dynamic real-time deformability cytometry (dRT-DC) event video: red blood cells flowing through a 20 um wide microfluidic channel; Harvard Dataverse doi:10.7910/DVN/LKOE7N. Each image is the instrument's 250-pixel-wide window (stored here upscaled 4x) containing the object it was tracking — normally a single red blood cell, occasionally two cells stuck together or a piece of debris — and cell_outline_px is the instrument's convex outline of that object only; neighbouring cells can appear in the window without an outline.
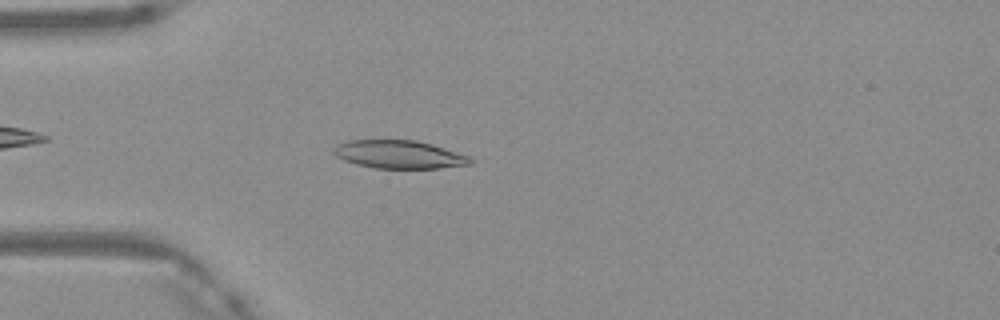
{"species": "Egyptian fruit bat (a non-hibernating species)", "species_latin": "Rousettus aegyptiacus", "temperature_condition": "warm", "stored_images_in_passage": 40, "camera_frame_rate_fps": 3000, "um_per_image_px": 0.085, "frame": {"image": 1, "passage_image": 5, "time_ms": 1.333, "image_size_px": [1000, 320], "cell_outline_px": [[472, 164], [440, 168], [376, 168], [356, 164], [344, 160], [336, 156], [332, 152], [332, 148], [336, 144], [348, 140], [416, 140], [432, 144], [468, 156], [472, 160]], "centroid_in_image_um": [33.87, 13.12], "position_along_channel_um": 51.1, "area_um2": 22.37}}
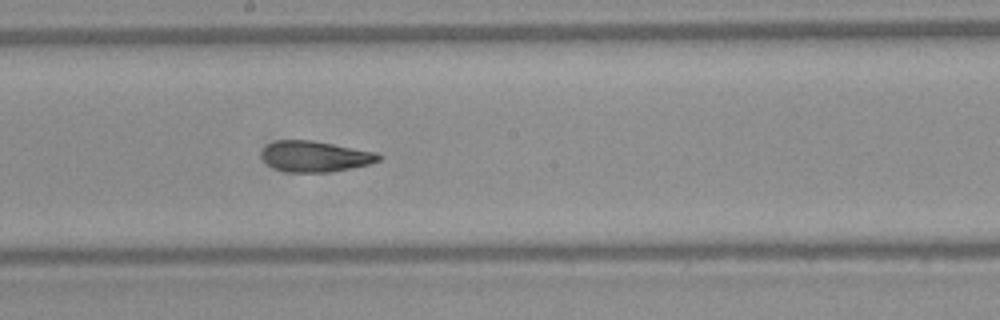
{"frame": {"image": 2, "passage_image": 18, "time_ms": 5.667, "image_size_px": [1000, 320], "cell_outline_px": [[384, 156], [380, 160], [368, 164], [352, 168], [332, 172], [288, 172], [272, 168], [260, 156], [260, 152], [268, 144], [276, 140], [312, 140], [380, 152]], "centroid_in_image_um": [26.82, 13.29], "position_along_channel_um": 221.4, "area_um2": 21.39}}
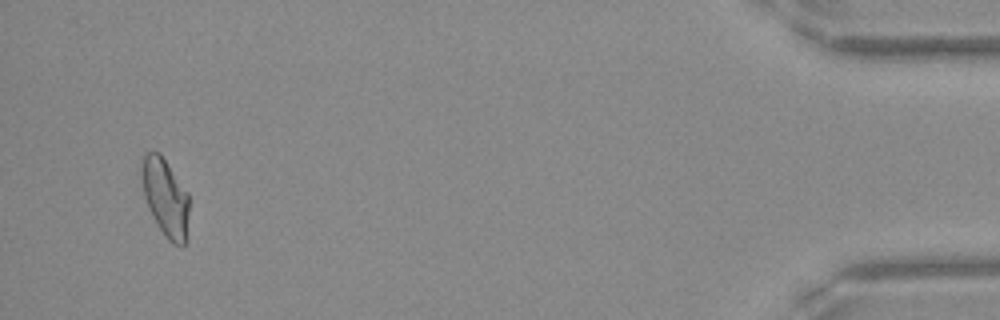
{"frame": {"image": 3, "passage_image": 38, "time_ms": 12.333, "image_size_px": [1000, 320], "cell_outline_px": [[188, 240], [184, 244], [172, 244], [168, 240], [152, 216], [144, 196], [140, 176], [140, 168], [144, 156], [148, 152], [160, 152], [188, 192]], "centroid_in_image_um": [14.06, 16.78], "position_along_channel_um": 421.1, "area_um2": 21.68}, "authors_computed_cell_mechanics": {"area_um2": 21.386, "velocity_mm_per_s": 4.1604, "shape_relaxation_time_tau1_ms": null, "shape_relaxation_time_tau2_ms": 3.3377, "deformation_change_tau1": null, "deformation_change_tau2": 0.0912}}